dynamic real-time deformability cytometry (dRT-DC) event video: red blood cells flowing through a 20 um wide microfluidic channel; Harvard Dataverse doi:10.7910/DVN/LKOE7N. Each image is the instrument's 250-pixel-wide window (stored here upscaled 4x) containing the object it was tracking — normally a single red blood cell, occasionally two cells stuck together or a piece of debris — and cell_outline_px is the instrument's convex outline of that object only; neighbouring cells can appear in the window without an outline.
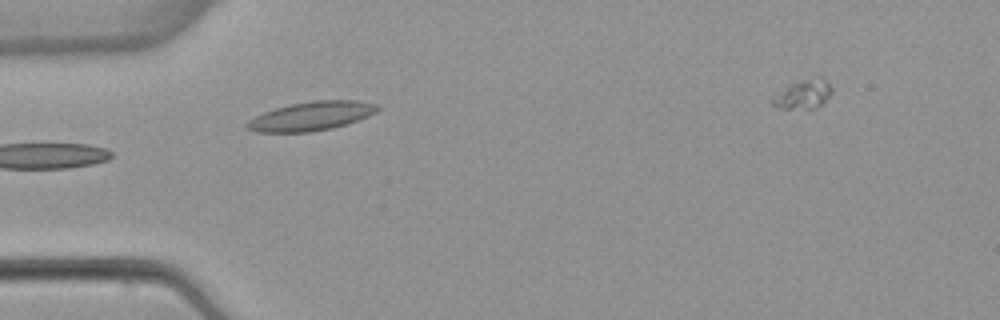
{"species": "common noctule bat (a hibernating species)", "species_latin": "Nyctalus noctula", "temperature_condition": "warm", "stored_images_in_passage": 6, "camera_frame_rate_fps": 3000, "um_per_image_px": 0.085, "animal": {"sex": "female", "body_mass_g": 22.7, "forearm_length_mm": 54.2}, "frame": {"image": 1, "passage_image": 5, "time_ms": 5.0, "image_size_px": [1000, 320], "cell_outline_px": [[380, 108], [376, 112], [368, 116], [332, 128], [312, 132], [256, 132], [248, 128], [244, 124], [248, 120], [264, 112], [276, 108], [292, 104], [312, 100], [356, 100], [380, 104]], "centroid_in_image_um": [26.48, 9.86], "position_along_channel_um": 58.5, "area_um2": 21.91}}